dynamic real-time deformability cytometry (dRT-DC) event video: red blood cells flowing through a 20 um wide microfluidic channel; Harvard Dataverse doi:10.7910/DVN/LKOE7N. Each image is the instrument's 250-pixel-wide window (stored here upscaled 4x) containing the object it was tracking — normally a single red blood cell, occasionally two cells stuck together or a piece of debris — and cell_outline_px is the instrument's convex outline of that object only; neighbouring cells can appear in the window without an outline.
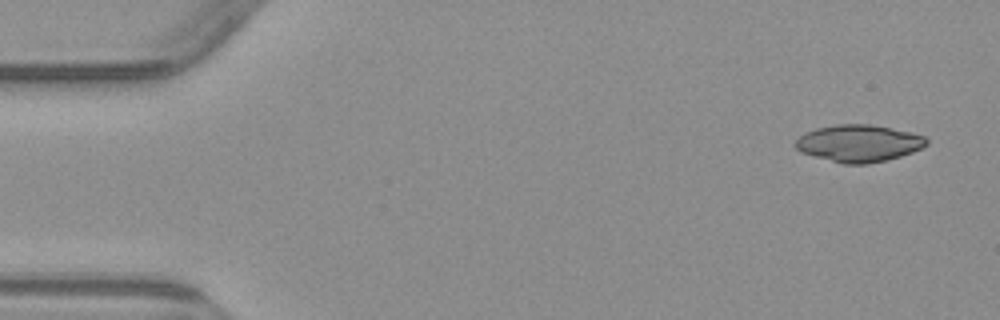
{"species": "common noctule bat (a hibernating species)", "species_latin": "Nyctalus noctula", "temperature_condition": "warm", "stored_images_in_passage": 6, "segment_of_instrument_passage": [2, 2], "camera_frame_rate_fps": 3000, "um_per_image_px": 0.085, "animal": {"sex": "male", "body_mass_g": 23.1, "forearm_length_mm": 52.7}, "frame": {"image": 1, "passage_image": 6, "time_ms": 7.0, "image_size_px": [1000, 320], "cell_outline_px": [[928, 144], [912, 152], [900, 156], [868, 164], [844, 164], [800, 152], [792, 144], [800, 136], [816, 128], [836, 124], [872, 124], [892, 128], [924, 136], [928, 140]], "centroid_in_image_um": [72.97, 12.17], "position_along_channel_um": 12.0, "area_um2": 28.15}}